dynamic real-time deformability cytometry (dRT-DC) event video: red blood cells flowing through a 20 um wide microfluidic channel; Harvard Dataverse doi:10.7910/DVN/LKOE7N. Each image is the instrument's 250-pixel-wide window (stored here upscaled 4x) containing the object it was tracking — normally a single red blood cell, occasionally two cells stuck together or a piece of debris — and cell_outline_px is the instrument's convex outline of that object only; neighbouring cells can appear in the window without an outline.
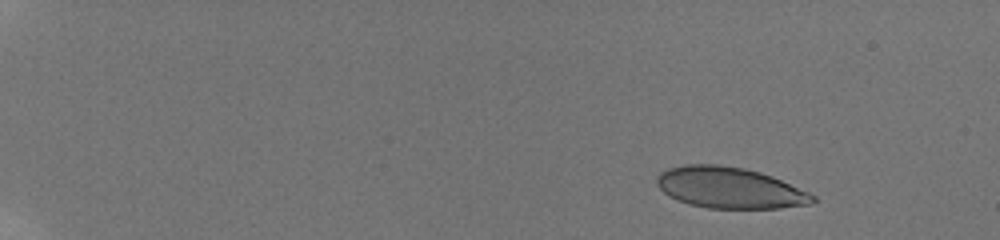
{"species": "human", "species_latin": "Homo sapiens", "temperature_condition": "room temperature", "stored_images_in_passage": 8, "camera_frame_rate_fps": 3000, "um_per_image_px": 0.085, "donor": {"sex": "male"}, "frame": {"image": 1, "passage_image": 1, "time_ms": 0.0, "image_size_px": [1000, 240], "cell_outline_px": [[816, 200], [812, 204], [780, 208], [708, 208], [688, 204], [668, 196], [656, 184], [656, 176], [660, 172], [668, 168], [684, 164], [720, 164], [744, 168], [760, 172], [772, 176], [808, 192], [816, 196]], "centroid_in_image_um": [62.0, 15.95], "position_along_channel_um": 23.0, "area_um2": 37.51}}
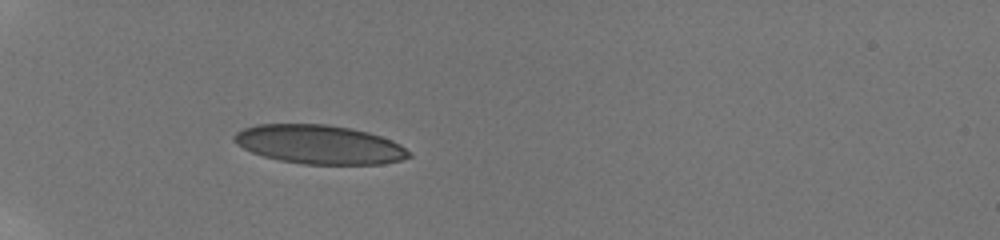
{"frame": {"image": 2, "passage_image": 5, "time_ms": 4.333, "image_size_px": [1000, 240], "cell_outline_px": [[412, 156], [400, 160], [380, 164], [304, 164], [280, 160], [264, 156], [252, 152], [236, 144], [232, 136], [236, 132], [244, 128], [256, 124], [328, 124], [352, 128], [368, 132], [392, 140], [400, 144], [412, 152]], "centroid_in_image_um": [27.16, 12.27], "position_along_channel_um": 57.8, "area_um2": 39.71}}